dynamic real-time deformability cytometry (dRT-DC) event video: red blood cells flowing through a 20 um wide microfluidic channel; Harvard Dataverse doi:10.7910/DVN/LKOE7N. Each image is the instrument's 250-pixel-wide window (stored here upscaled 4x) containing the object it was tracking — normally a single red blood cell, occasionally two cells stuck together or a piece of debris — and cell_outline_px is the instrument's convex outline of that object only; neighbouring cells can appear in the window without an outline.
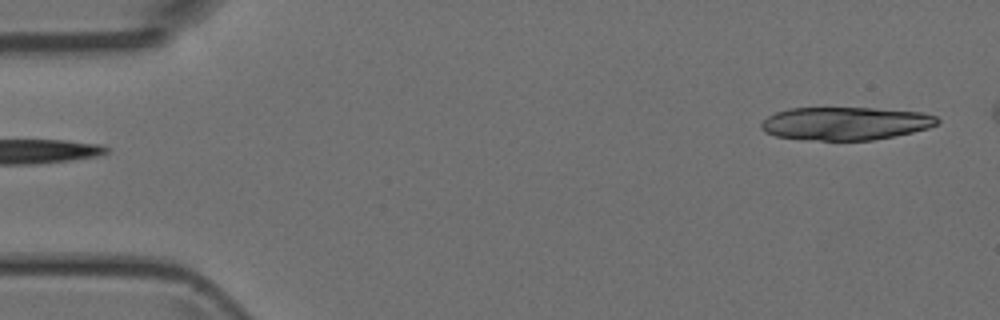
{"species": "Egyptian fruit bat (a non-hibernating species)", "species_latin": "Rousettus aegyptiacus", "temperature_condition": "room temperature", "stored_images_in_passage": 5, "segment_of_instrument_passage": [2, 2], "camera_frame_rate_fps": 3000, "um_per_image_px": 0.085, "animal": {"sex": "female"}, "frame": {"image": 1, "passage_image": 5, "time_ms": 4.333, "image_size_px": [1000, 320], "cell_outline_px": [[940, 124], [928, 128], [912, 132], [872, 140], [820, 140], [776, 136], [764, 132], [760, 128], [760, 124], [768, 116], [776, 112], [788, 108], [872, 108], [924, 112], [936, 116], [940, 120]], "centroid_in_image_um": [71.88, 10.48], "position_along_channel_um": 13.1, "area_um2": 33.87}}